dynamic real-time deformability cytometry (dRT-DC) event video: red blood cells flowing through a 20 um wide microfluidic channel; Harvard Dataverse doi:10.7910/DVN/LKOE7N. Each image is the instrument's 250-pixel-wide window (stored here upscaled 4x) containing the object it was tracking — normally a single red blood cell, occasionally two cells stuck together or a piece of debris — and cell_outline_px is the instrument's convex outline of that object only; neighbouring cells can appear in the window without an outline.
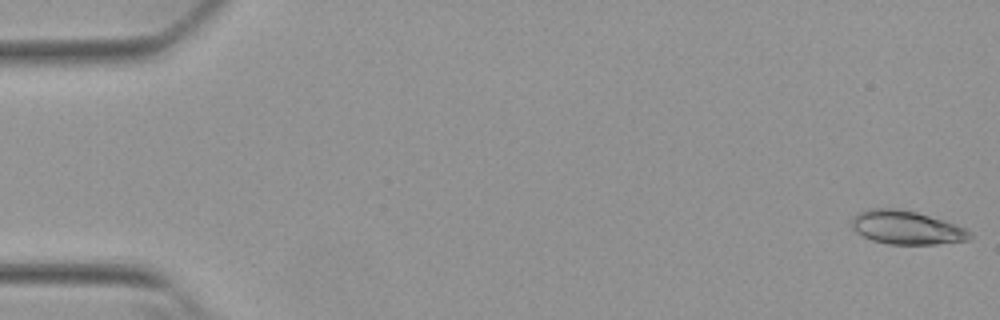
{"species": "Egyptian fruit bat (a non-hibernating species)", "species_latin": "Rousettus aegyptiacus", "temperature_condition": "warm", "stored_images_in_passage": 21, "camera_frame_rate_fps": 3000, "um_per_image_px": 0.085, "animal": {"sex": "female"}, "frame": {"image": 1, "passage_image": 1, "time_ms": 0.0, "image_size_px": [1000, 320], "cell_outline_px": [[972, 236], [968, 240], [936, 244], [888, 244], [872, 240], [856, 232], [852, 228], [852, 220], [860, 212], [868, 208], [896, 208], [916, 212], [944, 220], [964, 228], [972, 232]], "centroid_in_image_um": [77.06, 19.34], "position_along_channel_um": 7.9, "area_um2": 22.95}}
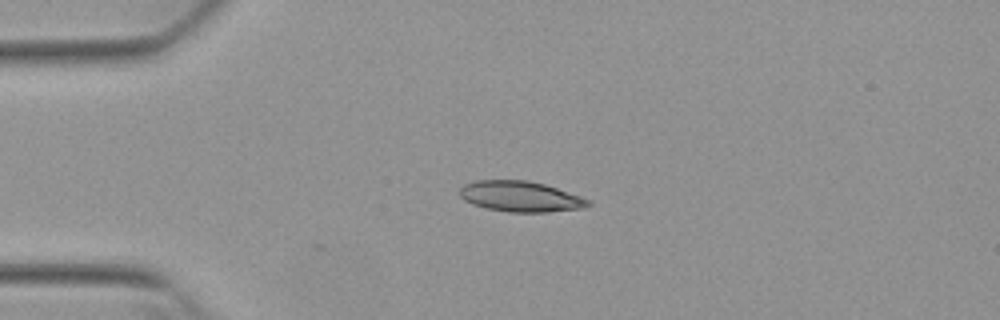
{"frame": {"image": 2, "passage_image": 13, "time_ms": 4.0, "image_size_px": [1000, 320], "cell_outline_px": [[592, 204], [584, 208], [548, 212], [508, 212], [488, 208], [472, 204], [464, 200], [460, 196], [460, 188], [464, 184], [476, 180], [528, 180], [544, 184], [592, 200]], "centroid_in_image_um": [44.25, 16.7], "position_along_channel_um": 40.7, "area_um2": 22.95}}
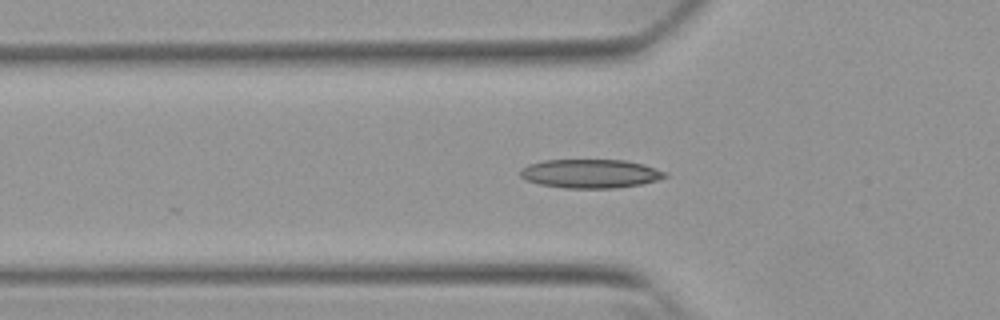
{"frame": {"image": 3, "passage_image": 18, "time_ms": 5.667, "image_size_px": [1000, 320], "cell_outline_px": [[668, 176], [656, 180], [640, 184], [616, 188], [564, 188], [540, 184], [524, 180], [520, 176], [520, 168], [528, 164], [544, 160], [624, 160], [644, 164], [668, 172]], "centroid_in_image_um": [50.17, 14.75], "position_along_channel_um": 75.6, "area_um2": 24.45}}